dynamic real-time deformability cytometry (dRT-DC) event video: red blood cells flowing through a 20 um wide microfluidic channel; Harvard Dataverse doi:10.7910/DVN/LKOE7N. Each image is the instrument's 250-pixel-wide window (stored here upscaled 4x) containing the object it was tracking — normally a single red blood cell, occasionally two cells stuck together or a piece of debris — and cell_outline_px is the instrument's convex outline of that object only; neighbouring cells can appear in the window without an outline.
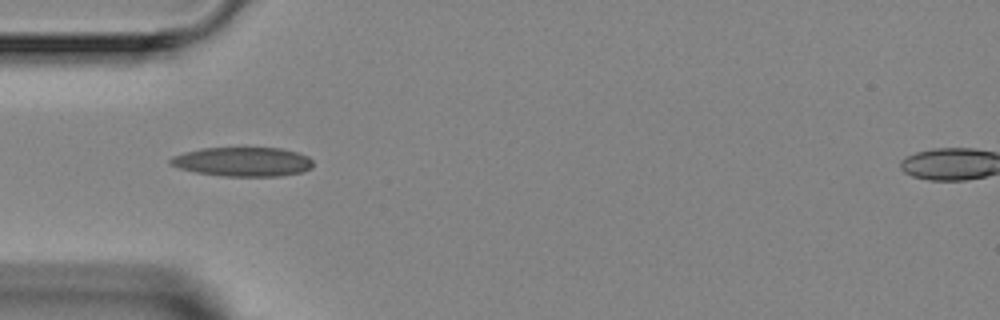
{"species": "Egyptian fruit bat (a non-hibernating species)", "species_latin": "Rousettus aegyptiacus", "temperature_condition": "room temperature", "stored_images_in_passage": 2, "camera_frame_rate_fps": 3000, "um_per_image_px": 0.085, "animal": {"sex": "female"}, "frame": {"image": 1, "passage_image": 1, "time_ms": 0.0, "image_size_px": [1000, 320], "cell_outline_px": [[312, 168], [304, 172], [280, 176], [224, 176], [196, 172], [180, 168], [168, 164], [168, 160], [172, 156], [184, 152], [200, 148], [280, 148], [296, 152], [308, 156], [312, 160]], "centroid_in_image_um": [20.63, 13.75], "position_along_channel_um": 64.4, "area_um2": 24.39}}
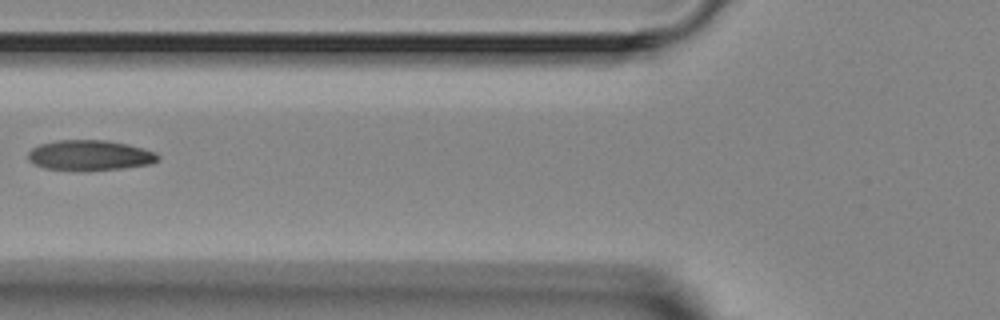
{"frame": {"image": 2, "passage_image": 2, "time_ms": 1.333, "image_size_px": [1000, 320], "cell_outline_px": [[160, 160], [152, 164], [120, 168], [44, 168], [32, 164], [28, 160], [28, 152], [32, 148], [40, 144], [56, 140], [108, 140], [128, 144], [144, 148], [156, 152], [160, 156]], "centroid_in_image_um": [7.67, 13.16], "position_along_channel_um": 118.1, "area_um2": 22.43}}